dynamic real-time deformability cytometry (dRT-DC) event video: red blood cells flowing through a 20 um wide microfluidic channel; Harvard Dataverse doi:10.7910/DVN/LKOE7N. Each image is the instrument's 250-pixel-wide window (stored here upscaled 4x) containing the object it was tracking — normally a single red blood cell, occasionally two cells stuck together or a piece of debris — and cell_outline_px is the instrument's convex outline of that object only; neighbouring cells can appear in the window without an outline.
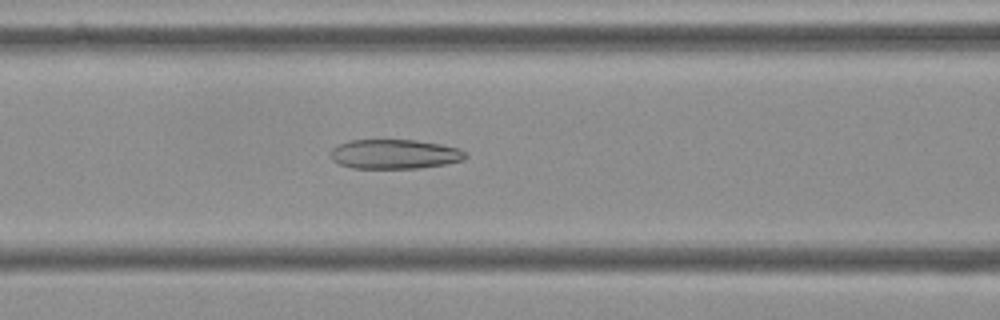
{"species": "Egyptian fruit bat (a non-hibernating species)", "species_latin": "Rousettus aegyptiacus", "temperature_condition": "cold", "stored_images_in_passage": 56, "camera_frame_rate_fps": 3000, "um_per_image_px": 0.085, "frame": {"image": 1, "passage_image": 23, "time_ms": 7.333, "image_size_px": [1000, 320], "cell_outline_px": [[468, 156], [464, 160], [444, 164], [420, 168], [352, 168], [340, 164], [332, 160], [328, 152], [332, 148], [348, 140], [416, 140], [440, 144], [460, 148]], "centroid_in_image_um": [33.52, 13.1], "position_along_channel_um": 133.1, "area_um2": 23.29}}
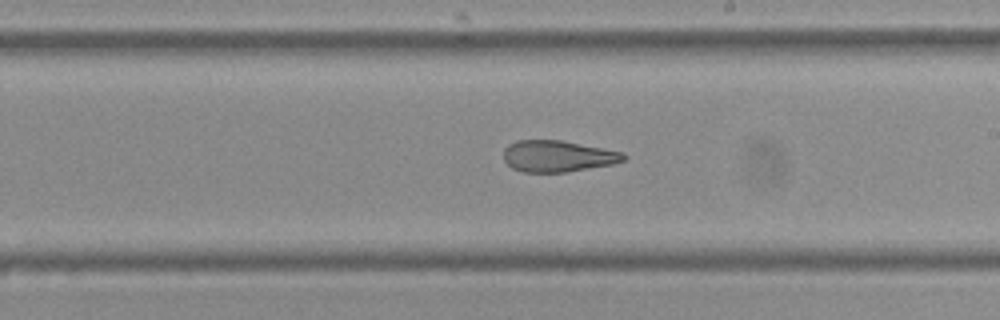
{"frame": {"image": 2, "passage_image": 32, "time_ms": 10.333, "image_size_px": [1000, 320], "cell_outline_px": [[628, 156], [624, 160], [612, 164], [568, 172], [524, 172], [512, 168], [504, 160], [504, 148], [508, 144], [516, 140], [560, 140], [624, 152]], "centroid_in_image_um": [47.4, 13.27], "position_along_channel_um": 241.6, "area_um2": 22.02}}
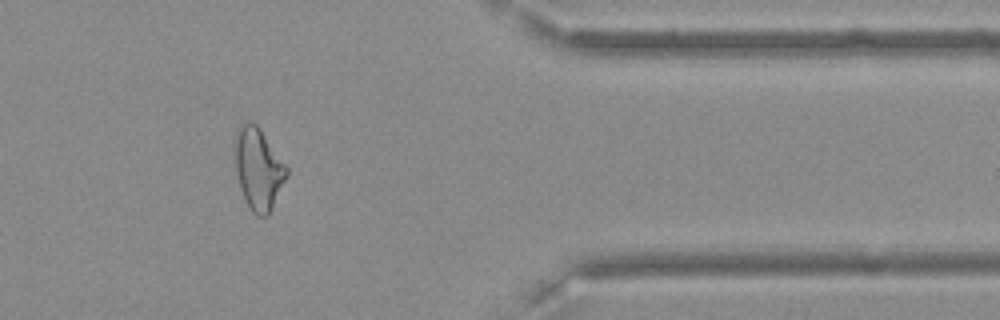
{"frame": {"image": 3, "passage_image": 46, "time_ms": 15.0, "image_size_px": [1000, 320], "cell_outline_px": [[288, 176], [268, 216], [256, 216], [252, 212], [240, 188], [236, 172], [232, 140], [240, 124], [252, 120], [260, 128], [288, 168]], "centroid_in_image_um": [21.93, 14.31], "position_along_channel_um": 389.5, "area_um2": 24.97}, "authors_computed_cell_mechanics": {"area_um2": 25.7499, "velocity_mm_per_s": 3.6192, "shape_relaxation_time_tau1_ms": null, "shape_relaxation_time_tau2_ms": 3.749, "deformation_change_tau1": null, "deformation_change_tau2": 0.1389}}